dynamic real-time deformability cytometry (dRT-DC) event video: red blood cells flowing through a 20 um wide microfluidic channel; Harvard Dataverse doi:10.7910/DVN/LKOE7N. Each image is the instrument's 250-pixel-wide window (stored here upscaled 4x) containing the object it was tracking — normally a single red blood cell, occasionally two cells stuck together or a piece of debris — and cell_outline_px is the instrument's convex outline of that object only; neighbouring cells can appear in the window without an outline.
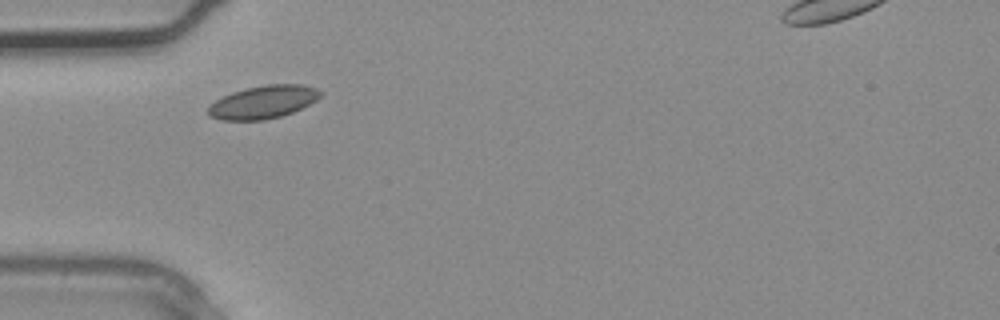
{"species": "common noctule bat (a hibernating species)", "species_latin": "Nyctalus noctula", "temperature_condition": "warm", "stored_images_in_passage": 1, "camera_frame_rate_fps": 3000, "um_per_image_px": 0.085, "animal": {"sex": "male", "body_mass_g": 20.4}, "frame": {"image": 1, "passage_image": 1, "time_ms": 0.0, "image_size_px": [1000, 320], "cell_outline_px": [[324, 92], [316, 100], [292, 112], [280, 116], [264, 120], [220, 120], [208, 116], [208, 108], [216, 100], [232, 92], [264, 84], [300, 84], [316, 88]], "centroid_in_image_um": [22.37, 8.67], "position_along_channel_um": 62.6, "area_um2": 21.39}}